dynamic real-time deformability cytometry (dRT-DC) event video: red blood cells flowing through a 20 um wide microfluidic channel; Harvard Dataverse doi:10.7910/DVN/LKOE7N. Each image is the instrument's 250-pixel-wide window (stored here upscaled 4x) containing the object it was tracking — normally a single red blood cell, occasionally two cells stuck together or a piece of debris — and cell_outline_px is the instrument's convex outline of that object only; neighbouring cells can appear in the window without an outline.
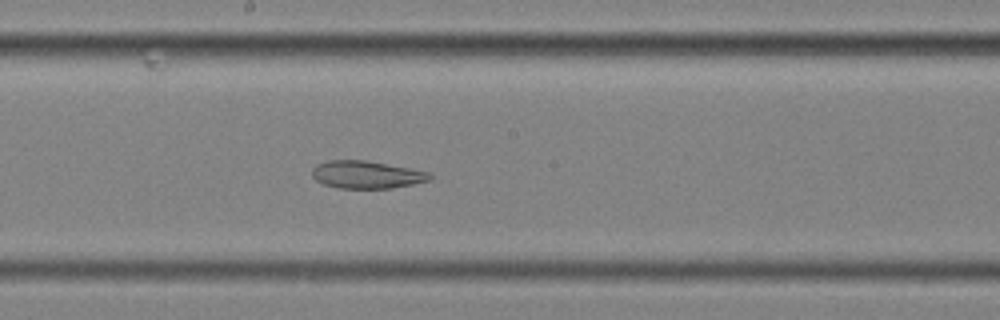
{"species": "common noctule bat (a hibernating species)", "species_latin": "Nyctalus noctula", "temperature_condition": "cold", "stored_images_in_passage": 54, "segment_of_instrument_passage": [2, 2], "camera_frame_rate_fps": 3000, "um_per_image_px": 0.085, "animal": {"sex": "female", "body_mass_g": 25.1}, "frame": {"image": 1, "passage_image": 28, "time_ms": 9.0, "image_size_px": [1000, 320], "cell_outline_px": [[432, 176], [428, 180], [412, 184], [392, 188], [340, 188], [324, 184], [316, 180], [312, 176], [312, 168], [316, 164], [328, 160], [364, 160], [408, 168], [428, 172]], "centroid_in_image_um": [31.1, 14.84], "position_along_channel_um": 217.1, "area_um2": 18.67}}
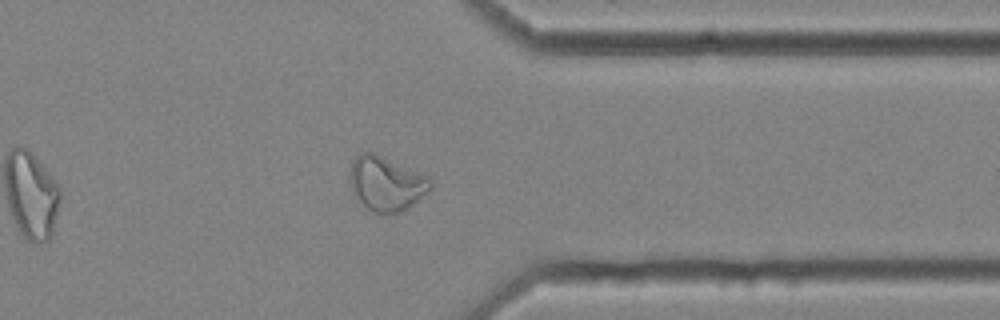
{"frame": {"image": 2, "passage_image": 42, "time_ms": 13.667, "image_size_px": [1000, 320], "cell_outline_px": [[432, 188], [412, 204], [392, 216], [372, 212], [352, 192], [348, 180], [348, 172], [352, 160], [356, 156], [364, 152], [372, 152], [428, 176], [432, 180]], "centroid_in_image_um": [32.79, 15.61], "position_along_channel_um": 378.6, "area_um2": 25.61}}
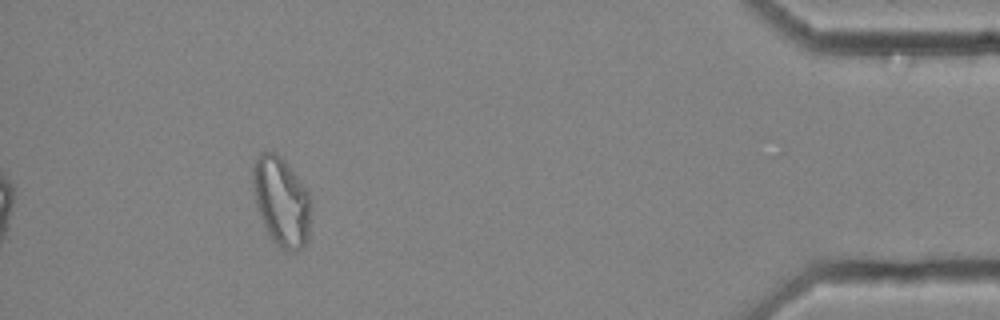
{"frame": {"image": 3, "passage_image": 49, "time_ms": 16.0, "image_size_px": [1000, 320], "cell_outline_px": [[312, 204], [308, 240], [296, 252], [284, 252], [268, 236], [264, 228], [256, 204], [252, 180], [252, 168], [260, 152], [276, 152], [284, 160], [308, 192], [312, 200]], "centroid_in_image_um": [23.93, 17.17], "position_along_channel_um": 411.3, "area_um2": 30.52}}